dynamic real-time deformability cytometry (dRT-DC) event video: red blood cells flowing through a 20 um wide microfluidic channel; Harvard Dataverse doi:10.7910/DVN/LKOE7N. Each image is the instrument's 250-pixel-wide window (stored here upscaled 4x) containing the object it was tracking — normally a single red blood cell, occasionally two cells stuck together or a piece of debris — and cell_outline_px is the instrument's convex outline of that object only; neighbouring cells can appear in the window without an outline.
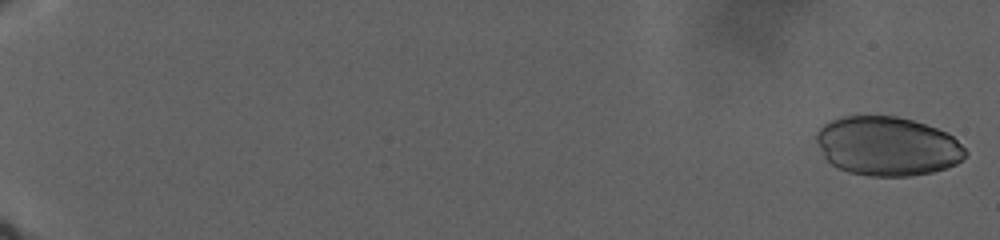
{"species": "human", "species_latin": "Homo sapiens", "temperature_condition": "warm", "stored_images_in_passage": 75, "camera_frame_rate_fps": 3000, "um_per_image_px": 0.085, "donor": {"sex": "male"}, "frame": {"image": 1, "passage_image": 2, "time_ms": 0.667, "image_size_px": [1000, 240], "cell_outline_px": [[968, 152], [956, 164], [948, 168], [932, 172], [912, 176], [868, 176], [848, 172], [836, 168], [824, 156], [816, 140], [816, 132], [824, 124], [840, 116], [896, 116], [912, 120], [948, 132]], "centroid_in_image_um": [75.42, 12.43], "position_along_channel_um": 9.6, "area_um2": 51.38}}
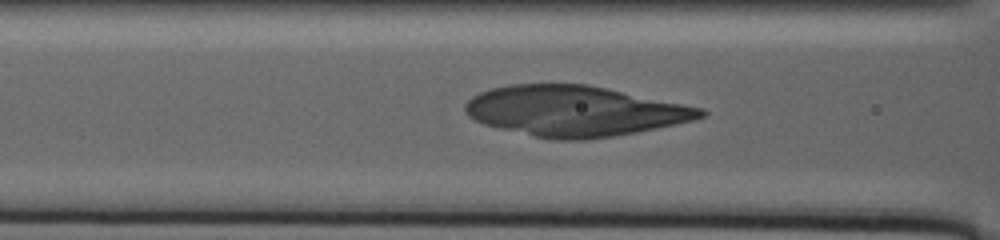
{"frame": {"image": 2, "passage_image": 43, "time_ms": 19.333, "image_size_px": [1000, 240], "cell_outline_px": [[708, 112], [704, 116], [692, 120], [676, 124], [636, 132], [612, 136], [584, 140], [556, 140], [536, 136], [500, 128], [484, 124], [468, 116], [464, 112], [464, 104], [472, 96], [480, 92], [492, 88], [508, 84], [588, 84], [704, 108]], "centroid_in_image_um": [48.84, 9.43], "position_along_channel_um": 117.8, "area_um2": 68.96}}
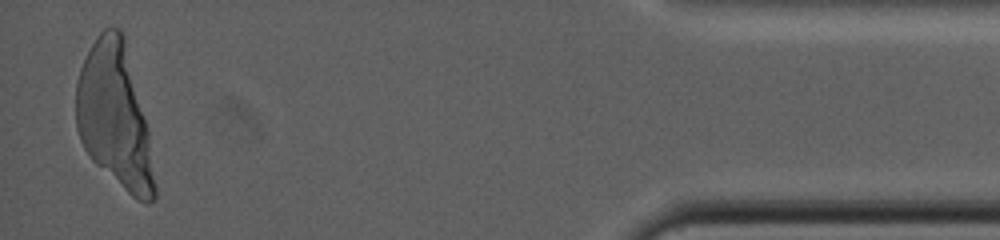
{"frame": {"image": 3, "passage_image": 74, "time_ms": 39.0, "image_size_px": [1000, 240], "cell_outline_px": [[156, 196], [148, 204], [144, 204], [136, 200], [96, 164], [92, 160], [84, 148], [80, 140], [76, 128], [76, 84], [80, 68], [92, 44], [100, 32], [104, 28], [120, 28], [124, 32], [148, 132], [156, 188]], "centroid_in_image_um": [9.74, 9.87], "position_along_channel_um": 425.5, "area_um2": 65.66}}